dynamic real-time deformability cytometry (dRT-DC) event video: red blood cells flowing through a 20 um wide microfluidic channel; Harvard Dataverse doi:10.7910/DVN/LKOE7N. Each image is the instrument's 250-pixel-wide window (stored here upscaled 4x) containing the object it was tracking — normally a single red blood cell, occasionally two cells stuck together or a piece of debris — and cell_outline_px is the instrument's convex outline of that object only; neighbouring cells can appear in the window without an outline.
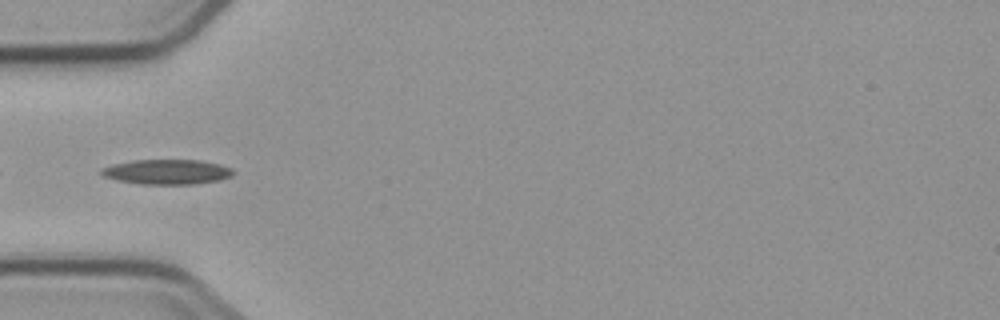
{"species": "common noctule bat (a hibernating species)", "species_latin": "Nyctalus noctula", "temperature_condition": "cold", "stored_images_in_passage": 8, "camera_frame_rate_fps": 3000, "um_per_image_px": 0.085, "animal": {"sex": "male", "body_mass_g": 23.1, "forearm_length_mm": 52.7}, "frame": {"image": 1, "passage_image": 5, "time_ms": 4.667, "image_size_px": [1000, 320], "cell_outline_px": [[232, 176], [220, 180], [192, 184], [140, 184], [116, 180], [104, 176], [100, 172], [100, 168], [112, 164], [132, 160], [200, 160], [220, 164], [232, 168]], "centroid_in_image_um": [14.17, 14.6], "position_along_channel_um": 70.8, "area_um2": 19.19}}
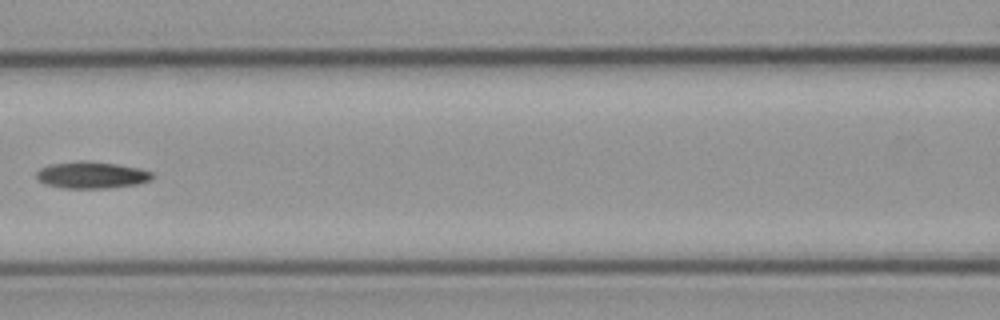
{"frame": {"image": 2, "passage_image": 7, "time_ms": 7.0, "image_size_px": [1000, 320], "cell_outline_px": [[152, 180], [136, 184], [108, 188], [64, 188], [44, 184], [36, 176], [36, 172], [40, 168], [48, 164], [80, 160], [84, 160], [116, 164], [140, 168], [152, 172]], "centroid_in_image_um": [7.76, 14.87], "position_along_channel_um": 158.8, "area_um2": 18.15}}
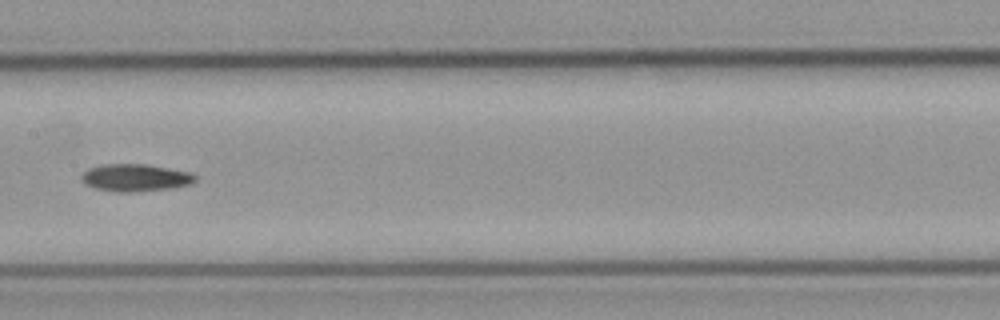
{"frame": {"image": 3, "passage_image": 8, "time_ms": 8.0, "image_size_px": [1000, 320], "cell_outline_px": [[196, 180], [192, 184], [172, 188], [136, 192], [116, 192], [96, 188], [84, 184], [80, 176], [88, 168], [104, 164], [144, 164], [192, 172], [196, 176]], "centroid_in_image_um": [11.52, 15.11], "position_along_channel_um": 195.9, "area_um2": 18.26}}